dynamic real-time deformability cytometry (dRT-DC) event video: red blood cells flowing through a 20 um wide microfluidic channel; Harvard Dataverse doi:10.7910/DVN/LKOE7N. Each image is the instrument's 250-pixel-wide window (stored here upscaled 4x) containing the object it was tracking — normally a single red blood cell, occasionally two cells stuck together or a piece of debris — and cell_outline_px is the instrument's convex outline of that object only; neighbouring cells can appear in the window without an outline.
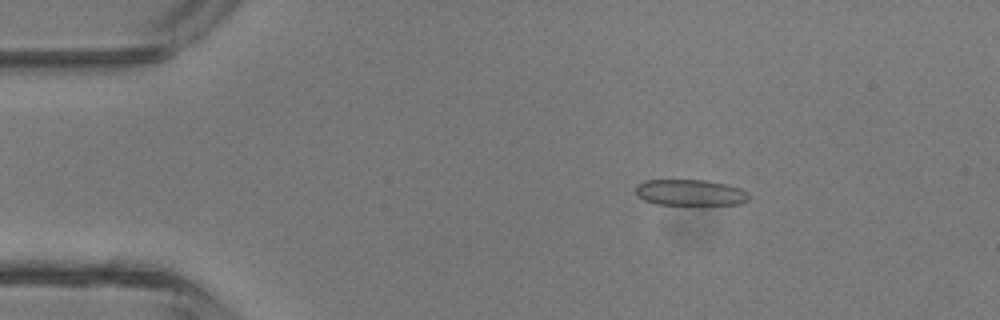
{"species": "common noctule bat (a hibernating species)", "species_latin": "Nyctalus noctula", "temperature_condition": "room temperature", "stored_images_in_passage": 6, "camera_frame_rate_fps": 3000, "um_per_image_px": 0.085, "animal": {"sex": "male", "body_mass_g": 13.3}, "frame": {"image": 1, "passage_image": 3, "time_ms": 2.333, "image_size_px": [1000, 320], "cell_outline_px": [[748, 200], [740, 204], [656, 204], [644, 200], [636, 196], [636, 184], [644, 180], [704, 180], [728, 184], [740, 188], [748, 192]], "centroid_in_image_um": [58.64, 16.36], "position_along_channel_um": 26.4, "area_um2": 17.22}}